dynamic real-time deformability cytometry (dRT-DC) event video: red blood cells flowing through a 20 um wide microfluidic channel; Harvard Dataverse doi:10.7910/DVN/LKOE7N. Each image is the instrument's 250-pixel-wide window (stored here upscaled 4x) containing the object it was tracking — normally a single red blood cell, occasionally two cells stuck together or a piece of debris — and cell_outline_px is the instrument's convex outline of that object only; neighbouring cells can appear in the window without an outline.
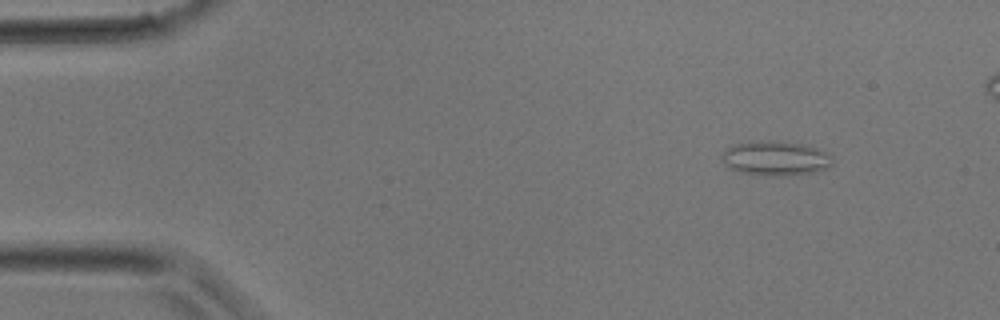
{"species": "common noctule bat (a hibernating species)", "species_latin": "Nyctalus noctula", "temperature_condition": "room temperature", "stored_images_in_passage": 8, "camera_frame_rate_fps": 3000, "um_per_image_px": 0.085, "animal": {"sex": "male", "body_mass_g": 17.9}, "frame": {"image": 1, "passage_image": 1, "time_ms": 0.0, "image_size_px": [1000, 320], "cell_outline_px": [[832, 164], [828, 168], [812, 172], [788, 176], [764, 176], [740, 172], [728, 168], [724, 164], [720, 156], [724, 148], [732, 144], [748, 140], [772, 140], [800, 144], [816, 148], [828, 152], [832, 156]], "centroid_in_image_um": [65.84, 13.45], "position_along_channel_um": 19.2, "area_um2": 22.89}}